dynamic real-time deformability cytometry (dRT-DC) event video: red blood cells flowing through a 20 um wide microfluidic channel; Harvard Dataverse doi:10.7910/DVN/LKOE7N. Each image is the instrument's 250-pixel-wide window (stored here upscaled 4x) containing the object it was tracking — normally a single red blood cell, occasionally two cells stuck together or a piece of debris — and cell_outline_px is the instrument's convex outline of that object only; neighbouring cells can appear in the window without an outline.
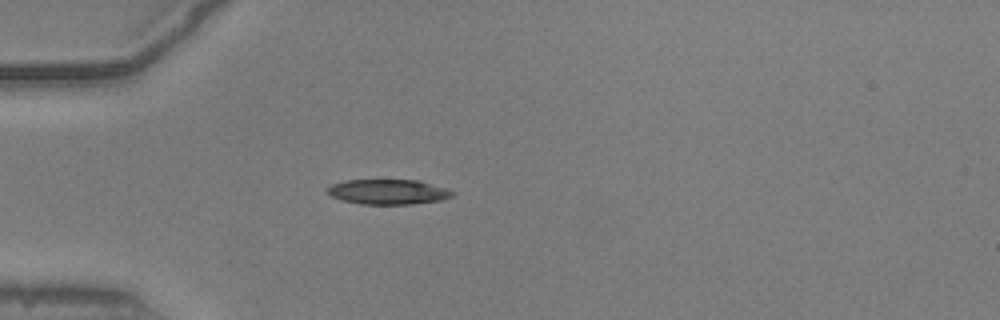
{"species": "common noctule bat (a hibernating species)", "species_latin": "Nyctalus noctula", "temperature_condition": "warm", "stored_images_in_passage": 38, "camera_frame_rate_fps": 3000, "um_per_image_px": 0.085, "animal": {"sex": "male", "body_mass_g": 20.5, "forearm_length_mm": 52.5}, "frame": {"image": 1, "passage_image": 1, "time_ms": 0.0, "image_size_px": [1000, 320], "cell_outline_px": [[456, 192], [452, 196], [444, 200], [412, 204], [360, 204], [344, 200], [332, 196], [328, 192], [328, 188], [332, 184], [348, 180], [420, 180]], "centroid_in_image_um": [33.05, 16.31], "position_along_channel_um": 52.0, "area_um2": 18.09}}
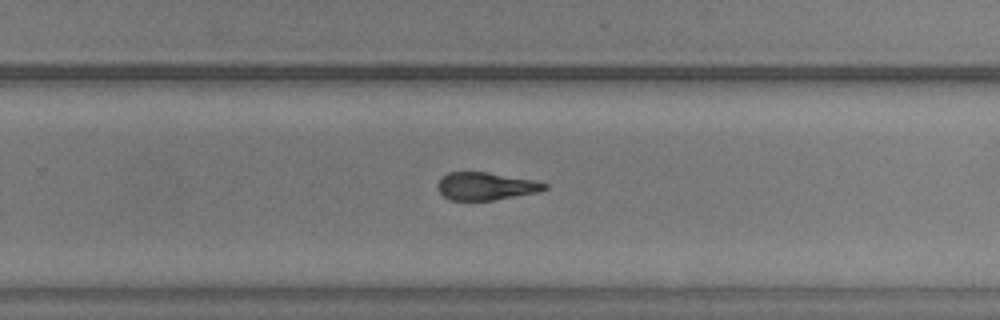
{"frame": {"image": 2, "passage_image": 20, "time_ms": 6.333, "image_size_px": [1000, 320], "cell_outline_px": [[548, 188], [540, 192], [492, 200], [448, 200], [436, 188], [436, 184], [448, 172], [488, 172], [536, 180], [548, 184]], "centroid_in_image_um": [41.32, 15.82], "position_along_channel_um": 288.5, "area_um2": 17.4}}
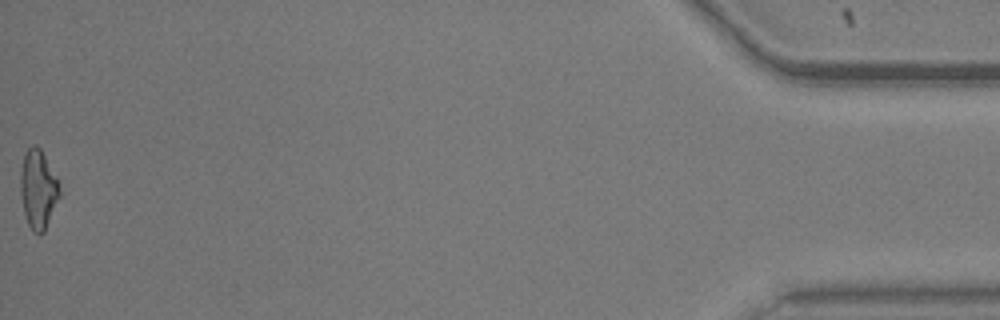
{"frame": {"image": 3, "passage_image": 38, "time_ms": 12.333, "image_size_px": [1000, 320], "cell_outline_px": [[60, 196], [44, 232], [32, 232], [28, 224], [24, 212], [20, 192], [20, 172], [24, 156], [28, 148], [32, 144], [36, 144], [40, 148], [60, 180]], "centroid_in_image_um": [3.26, 16.05], "position_along_channel_um": 431.9, "area_um2": 18.15}, "authors_computed_cell_mechanics": {"area_um2": 18.2937, "velocity_mm_per_s": 3.9264, "shape_relaxation_time_tau1_ms": null, "shape_relaxation_time_tau2_ms": 1.5167, "deformation_change_tau1": null, "deformation_change_tau2": 0.08}}